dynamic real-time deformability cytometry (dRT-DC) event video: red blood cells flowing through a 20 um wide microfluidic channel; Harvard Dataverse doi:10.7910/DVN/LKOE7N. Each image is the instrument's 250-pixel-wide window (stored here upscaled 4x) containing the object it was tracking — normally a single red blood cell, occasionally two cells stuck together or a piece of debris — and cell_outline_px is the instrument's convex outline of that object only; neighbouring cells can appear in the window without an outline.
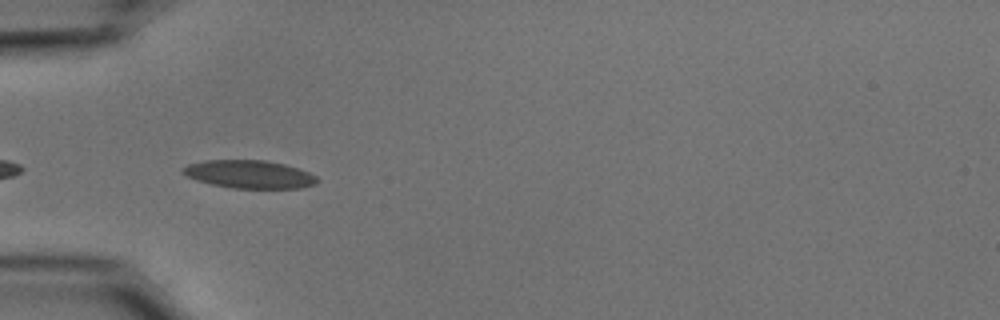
{"species": "common noctule bat (a hibernating species)", "species_latin": "Nyctalus noctula", "temperature_condition": "cold", "stored_images_in_passage": 7, "camera_frame_rate_fps": 3000, "um_per_image_px": 0.085, "animal": {"sex": "male", "body_mass_g": 15.6}, "frame": {"image": 1, "passage_image": 2, "time_ms": 0.333, "image_size_px": [1000, 320], "cell_outline_px": [[320, 180], [316, 184], [300, 188], [232, 188], [212, 184], [196, 180], [180, 172], [180, 168], [188, 164], [204, 160], [264, 160], [284, 164], [300, 168], [316, 176]], "centroid_in_image_um": [21.19, 14.81], "position_along_channel_um": 63.8, "area_um2": 22.08}}